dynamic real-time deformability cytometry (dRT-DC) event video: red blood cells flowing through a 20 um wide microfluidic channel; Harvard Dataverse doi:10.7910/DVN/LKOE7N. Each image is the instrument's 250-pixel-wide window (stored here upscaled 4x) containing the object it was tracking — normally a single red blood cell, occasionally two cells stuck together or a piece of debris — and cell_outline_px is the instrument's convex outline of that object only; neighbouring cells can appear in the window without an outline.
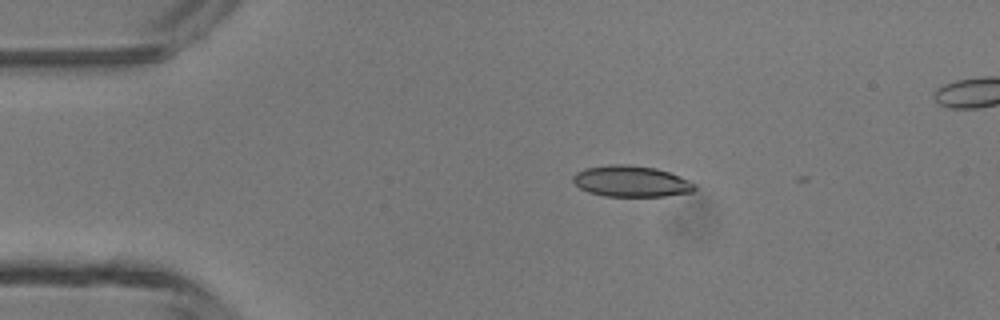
{"species": "common noctule bat (a hibernating species)", "species_latin": "Nyctalus noctula", "temperature_condition": "room temperature", "stored_images_in_passage": 12, "camera_frame_rate_fps": 3000, "um_per_image_px": 0.085, "animal": {"sex": "male", "body_mass_g": 13.3}, "frame": {"image": 1, "passage_image": 3, "time_ms": 0.667, "image_size_px": [1000, 320], "cell_outline_px": [[696, 188], [692, 192], [664, 196], [604, 196], [588, 192], [580, 188], [572, 180], [572, 176], [576, 172], [584, 168], [612, 164], [628, 164], [656, 168], [680, 176], [696, 184]], "centroid_in_image_um": [53.64, 15.41], "position_along_channel_um": 31.4, "area_um2": 22.14}}
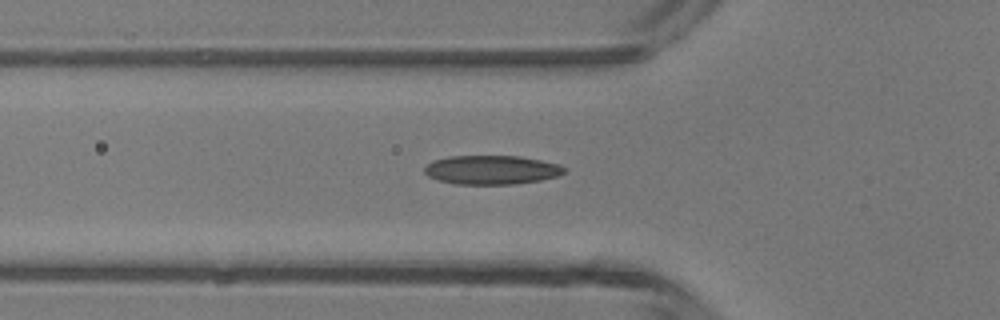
{"frame": {"image": 2, "passage_image": 10, "time_ms": 3.0, "image_size_px": [1000, 320], "cell_outline_px": [[564, 172], [560, 176], [540, 180], [512, 184], [456, 184], [440, 180], [428, 176], [424, 172], [424, 168], [432, 160], [448, 156], [520, 156], [560, 164], [564, 168]], "centroid_in_image_um": [41.78, 14.43], "position_along_channel_um": 84.0, "area_um2": 23.58}}